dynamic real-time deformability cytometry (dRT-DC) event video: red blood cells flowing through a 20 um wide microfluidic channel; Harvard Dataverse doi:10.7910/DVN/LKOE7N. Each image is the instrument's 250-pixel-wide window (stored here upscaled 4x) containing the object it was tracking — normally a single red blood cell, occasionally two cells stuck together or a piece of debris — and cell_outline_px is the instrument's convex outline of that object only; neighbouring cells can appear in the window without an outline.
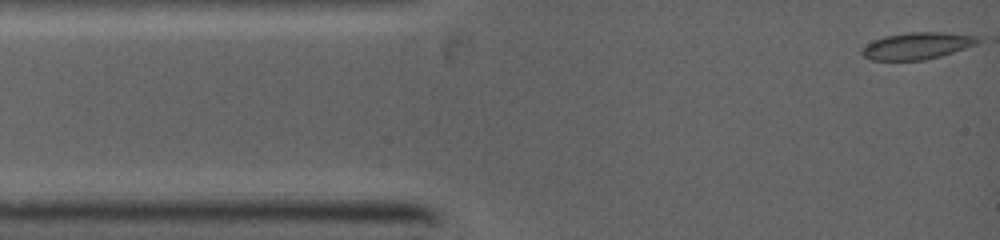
{"species": "common noctule bat (a hibernating species)", "species_latin": "Nyctalus noctula", "temperature_condition": "warm", "stored_images_in_passage": 9, "camera_frame_rate_fps": 5000, "um_per_image_px": 0.085, "animal": {"sex": "female", "body_mass_g": 19.0, "forearm_length_mm": 53.3}, "frame": {"image": 1, "passage_image": 1, "time_ms": 0.0, "image_size_px": [1000, 240], "cell_outline_px": [[984, 40], [976, 44], [940, 56], [924, 60], [872, 60], [864, 56], [860, 52], [860, 48], [884, 36], [908, 32], [940, 32], [976, 36]], "centroid_in_image_um": [77.94, 3.89], "position_along_channel_um": 7.1, "area_um2": 17.98}}